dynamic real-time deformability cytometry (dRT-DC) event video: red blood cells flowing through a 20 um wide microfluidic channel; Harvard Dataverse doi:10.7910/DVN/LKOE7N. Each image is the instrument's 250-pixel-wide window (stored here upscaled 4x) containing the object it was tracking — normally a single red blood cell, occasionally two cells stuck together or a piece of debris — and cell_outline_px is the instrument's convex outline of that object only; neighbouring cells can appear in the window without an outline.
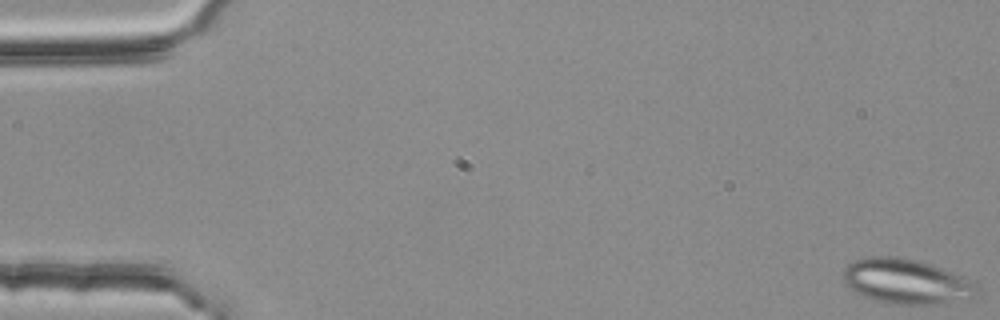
{"species": "common noctule bat (a hibernating species)", "species_latin": "Nyctalus noctula", "temperature_condition": "room temperature", "stored_images_in_passage": 53, "camera_frame_rate_fps": 3000, "um_per_image_px": 0.085, "animal": {"sex": "female", "body_mass_g": 25.1}, "frame": {"image": 1, "passage_image": 1, "time_ms": 0.0, "image_size_px": [1000, 320], "cell_outline_px": [[980, 296], [968, 300], [932, 304], [896, 304], [872, 300], [856, 292], [844, 284], [840, 276], [844, 268], [848, 264], [856, 260], [872, 256], [896, 256], [920, 260], [932, 264], [980, 284]], "centroid_in_image_um": [77.08, 23.93], "position_along_channel_um": 7.9, "area_um2": 35.72}}
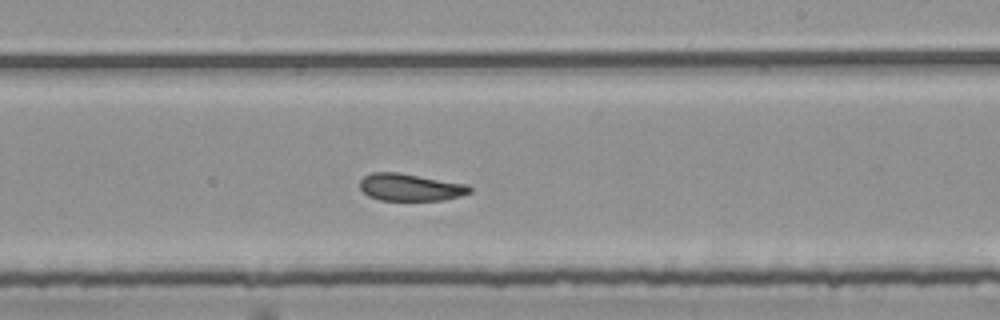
{"frame": {"image": 2, "passage_image": 33, "time_ms": 10.667, "image_size_px": [1000, 320], "cell_outline_px": [[472, 192], [460, 196], [444, 200], [380, 200], [368, 196], [360, 188], [360, 180], [364, 176], [372, 172], [396, 172], [468, 184], [472, 188]], "centroid_in_image_um": [34.89, 15.92], "position_along_channel_um": 254.1, "area_um2": 17.46}}
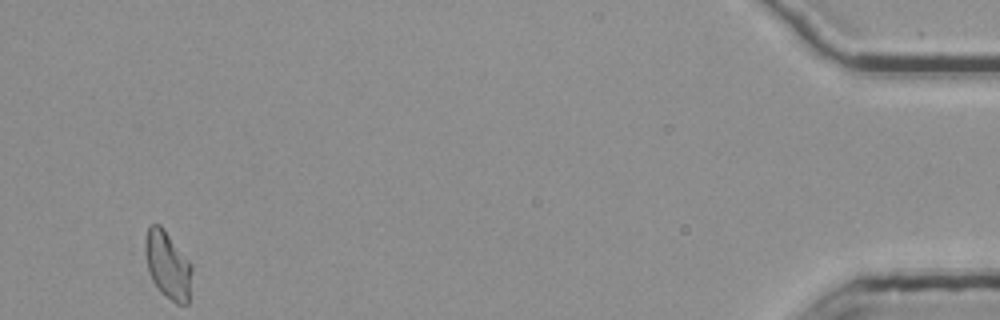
{"frame": {"image": 3, "passage_image": 53, "time_ms": 17.333, "image_size_px": [1000, 320], "cell_outline_px": [[192, 272], [188, 304], [176, 304], [164, 296], [160, 292], [152, 280], [148, 268], [144, 252], [144, 244], [148, 228], [152, 224], [160, 224], [192, 264]], "centroid_in_image_um": [14.26, 22.55], "position_along_channel_um": 420.9, "area_um2": 18.44}, "authors_computed_cell_mechanics": {"area_um2": 18.207, "velocity_mm_per_s": 3.7359, "shape_relaxation_time_tau1_ms": null, "shape_relaxation_time_tau2_ms": 2.6701, "deformation_change_tau1": null, "deformation_change_tau2": 0.0813}}